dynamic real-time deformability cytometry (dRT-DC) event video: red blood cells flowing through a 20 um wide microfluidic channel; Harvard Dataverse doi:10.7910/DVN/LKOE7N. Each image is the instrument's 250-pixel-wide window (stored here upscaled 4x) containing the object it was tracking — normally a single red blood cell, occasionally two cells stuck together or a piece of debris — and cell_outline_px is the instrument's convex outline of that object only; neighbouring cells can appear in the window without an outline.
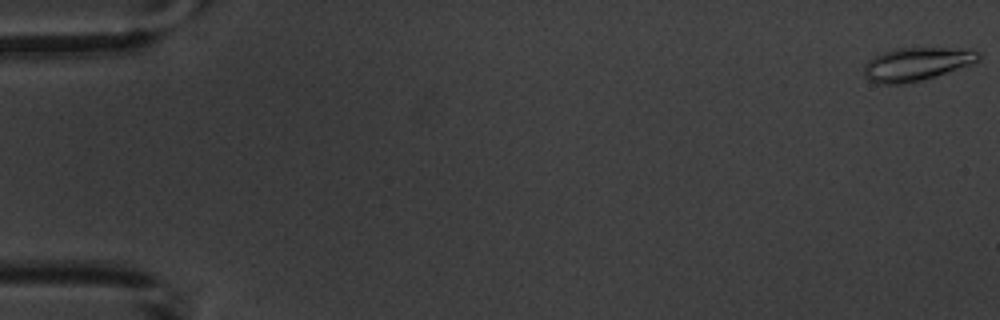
{"species": "common noctule bat (a hibernating species)", "species_latin": "Nyctalus noctula", "temperature_condition": "warm", "stored_images_in_passage": 6, "camera_frame_rate_fps": 3000, "um_per_image_px": 0.085, "animal": {"sex": "male", "body_mass_g": 20.1, "forearm_length_mm": 53.5}, "frame": {"image": 1, "passage_image": 1, "time_ms": 0.0, "image_size_px": [1000, 320], "cell_outline_px": [[980, 60], [920, 80], [904, 84], [876, 84], [868, 80], [864, 76], [864, 64], [868, 60], [884, 52], [896, 48], [972, 48], [980, 52]], "centroid_in_image_um": [77.87, 5.43], "position_along_channel_um": 7.1, "area_um2": 21.96}}